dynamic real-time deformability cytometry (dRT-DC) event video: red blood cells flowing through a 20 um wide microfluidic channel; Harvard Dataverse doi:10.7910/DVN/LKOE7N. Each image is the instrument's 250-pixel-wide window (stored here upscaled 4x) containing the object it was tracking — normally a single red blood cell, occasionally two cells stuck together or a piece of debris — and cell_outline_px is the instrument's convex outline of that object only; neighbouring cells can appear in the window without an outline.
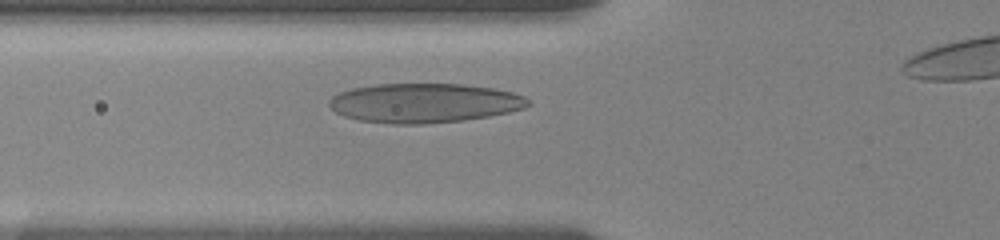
{"species": "human", "species_latin": "Homo sapiens", "temperature_condition": "room temperature", "stored_images_in_passage": 37, "camera_frame_rate_fps": 3000, "um_per_image_px": 0.085, "donor": {"sex": "female"}, "frame": {"image": 1, "passage_image": 10, "time_ms": 3.0, "image_size_px": [1000, 240], "cell_outline_px": [[532, 104], [524, 108], [508, 112], [488, 116], [464, 120], [424, 124], [392, 124], [360, 120], [344, 116], [336, 112], [328, 104], [328, 100], [332, 96], [340, 92], [352, 88], [376, 84], [464, 84], [492, 88], [512, 92], [524, 96]], "centroid_in_image_um": [36.05, 8.75], "position_along_channel_um": 89.7, "area_um2": 45.66}}
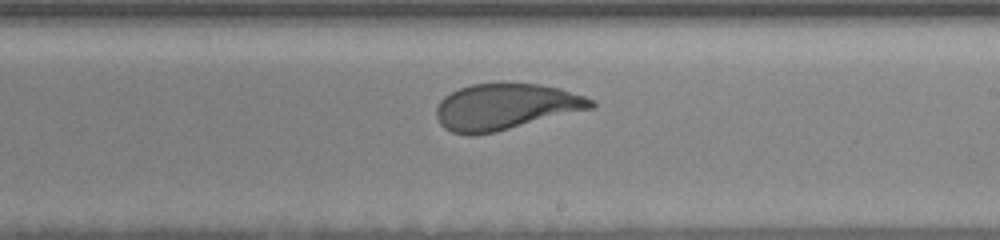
{"frame": {"image": 2, "passage_image": 23, "time_ms": 7.333, "image_size_px": [1000, 240], "cell_outline_px": [[596, 104], [592, 108], [496, 132], [472, 136], [468, 136], [452, 132], [444, 128], [440, 124], [436, 116], [436, 108], [440, 100], [444, 96], [460, 88], [472, 84], [500, 80], [504, 80], [540, 84], [560, 88], [584, 96], [592, 100]], "centroid_in_image_um": [42.93, 9.04], "position_along_channel_um": 246.1, "area_um2": 42.43}}
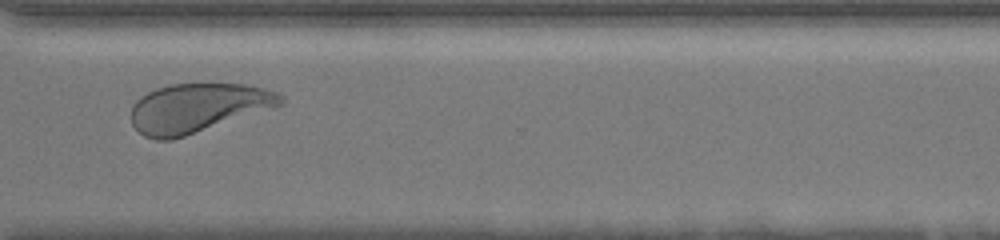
{"frame": {"image": 3, "passage_image": 32, "time_ms": 10.333, "image_size_px": [1000, 240], "cell_outline_px": [[284, 104], [184, 136], [168, 140], [156, 140], [144, 136], [132, 124], [132, 104], [140, 96], [156, 88], [172, 84], [244, 84], [264, 88], [280, 92], [284, 96]], "centroid_in_image_um": [16.81, 9.16], "position_along_channel_um": 353.8, "area_um2": 42.43}, "authors_computed_cell_mechanics": {"area_um2": 42.772, "velocity_mm_per_s": 3.5907, "shape_relaxation_time_tau1_ms": 3.9358, "shape_relaxation_time_tau2_ms": 0.8546, "deformation_change_tau1": 0.1744, "deformation_change_tau2": 0.085}}